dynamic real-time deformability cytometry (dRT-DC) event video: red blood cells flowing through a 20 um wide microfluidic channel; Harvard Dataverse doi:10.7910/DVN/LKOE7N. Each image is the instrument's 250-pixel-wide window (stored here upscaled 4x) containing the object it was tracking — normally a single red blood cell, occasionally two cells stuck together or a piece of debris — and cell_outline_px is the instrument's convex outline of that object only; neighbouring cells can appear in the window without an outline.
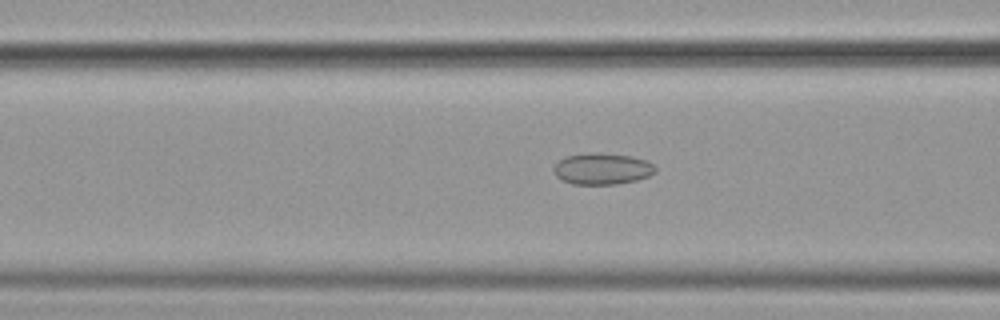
{"species": "common noctule bat (a hibernating species)", "species_latin": "Nyctalus noctula", "temperature_condition": "cold", "stored_images_in_passage": 52, "segment_of_instrument_passage": [1, 2], "camera_frame_rate_fps": 3000, "um_per_image_px": 0.085, "animal": {"sex": "female", "body_mass_g": 19.9}, "frame": {"image": 1, "passage_image": 17, "time_ms": 5.333, "image_size_px": [1000, 320], "cell_outline_px": [[656, 172], [648, 176], [636, 180], [616, 184], [572, 184], [556, 176], [552, 168], [564, 156], [592, 152], [600, 152], [632, 156], [648, 160], [656, 168]], "centroid_in_image_um": [51.19, 14.33], "position_along_channel_um": 115.4, "area_um2": 18.73}}
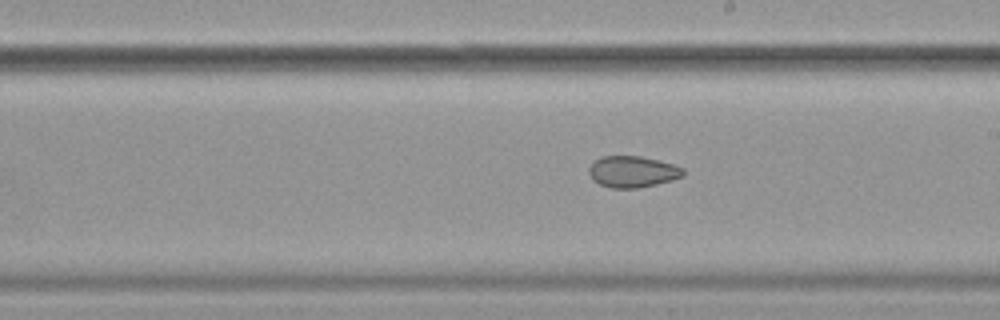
{"frame": {"image": 2, "passage_image": 27, "time_ms": 8.667, "image_size_px": [1000, 320], "cell_outline_px": [[684, 176], [672, 180], [640, 188], [612, 188], [600, 184], [592, 180], [588, 172], [588, 168], [600, 156], [640, 156], [672, 164], [684, 168]], "centroid_in_image_um": [53.75, 14.6], "position_along_channel_um": 235.2, "area_um2": 17.22}}
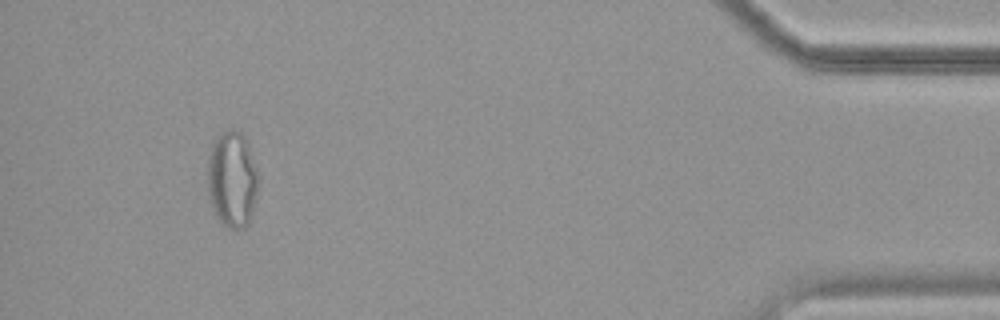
{"frame": {"image": 3, "passage_image": 47, "time_ms": 15.333, "image_size_px": [1000, 320], "cell_outline_px": [[260, 180], [252, 212], [248, 224], [244, 228], [232, 228], [224, 224], [216, 216], [208, 192], [208, 156], [212, 140], [216, 136], [228, 128], [232, 128], [240, 132], [244, 136], [248, 144]], "centroid_in_image_um": [19.74, 15.19], "position_along_channel_um": 415.5, "area_um2": 28.61}}